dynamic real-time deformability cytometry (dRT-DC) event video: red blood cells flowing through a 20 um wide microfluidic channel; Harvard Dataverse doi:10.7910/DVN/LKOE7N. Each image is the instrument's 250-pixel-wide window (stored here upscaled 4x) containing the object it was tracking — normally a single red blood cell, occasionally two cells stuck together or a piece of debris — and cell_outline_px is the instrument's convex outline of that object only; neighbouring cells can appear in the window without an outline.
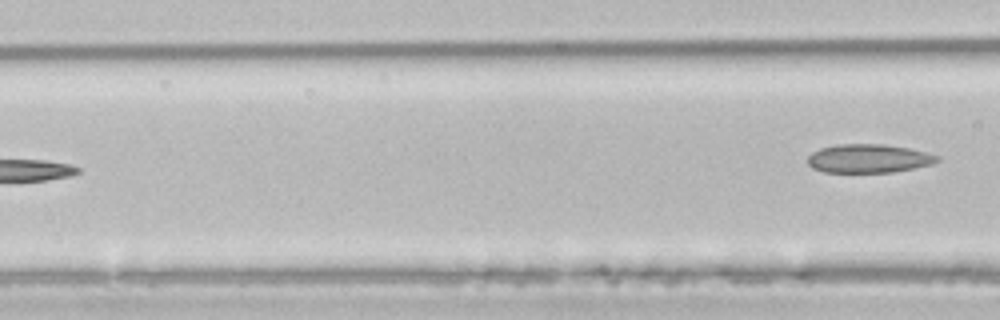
{"species": "common noctule bat (a hibernating species)", "species_latin": "Nyctalus noctula", "temperature_condition": "room temperature", "stored_images_in_passage": 7, "camera_frame_rate_fps": 3000, "um_per_image_px": 0.085, "animal": {"sex": "male", "body_mass_g": 21.5, "forearm_length_mm": 52.0}, "frame": {"image": 1, "passage_image": 7, "time_ms": 7.333, "image_size_px": [1000, 320], "cell_outline_px": [[940, 160], [932, 164], [892, 172], [824, 172], [812, 168], [808, 164], [808, 156], [812, 152], [820, 148], [836, 144], [884, 144], [908, 148], [940, 156]], "centroid_in_image_um": [73.81, 13.47], "position_along_channel_um": 92.8, "area_um2": 21.56}}